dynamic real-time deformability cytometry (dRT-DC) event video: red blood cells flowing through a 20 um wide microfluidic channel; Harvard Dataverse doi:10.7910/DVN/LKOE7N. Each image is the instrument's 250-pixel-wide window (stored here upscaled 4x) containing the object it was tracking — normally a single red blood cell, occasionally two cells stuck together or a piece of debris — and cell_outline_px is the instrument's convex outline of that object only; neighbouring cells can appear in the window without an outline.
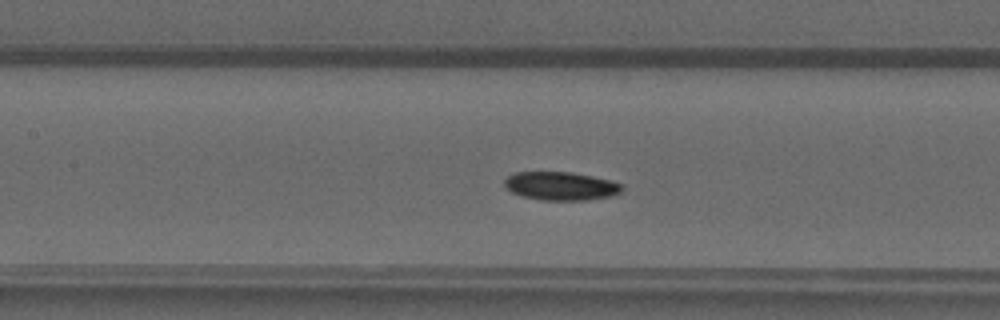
{"species": "common noctule bat (a hibernating species)", "species_latin": "Nyctalus noctula", "temperature_condition": "warm", "stored_images_in_passage": 44, "camera_frame_rate_fps": 3000, "um_per_image_px": 0.085, "animal": {"sex": "male", "forearm_length_mm": 52.5}, "frame": {"image": 1, "passage_image": 18, "time_ms": 5.667, "image_size_px": [1000, 320], "cell_outline_px": [[624, 188], [620, 192], [612, 196], [588, 200], [544, 200], [520, 196], [512, 192], [504, 184], [504, 180], [508, 176], [516, 172], [572, 172], [592, 176], [624, 184]], "centroid_in_image_um": [47.69, 15.81], "position_along_channel_um": 159.7, "area_um2": 19.48}}
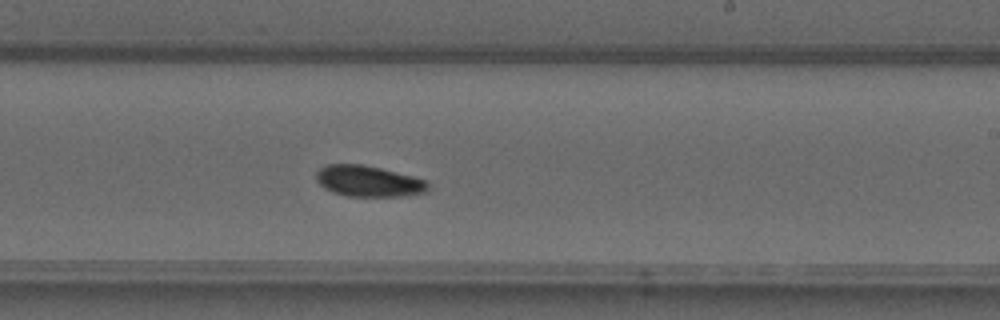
{"frame": {"image": 2, "passage_image": 25, "time_ms": 8.0, "image_size_px": [1000, 320], "cell_outline_px": [[428, 192], [400, 196], [348, 196], [332, 192], [324, 188], [316, 180], [316, 172], [320, 168], [328, 164], [360, 164], [380, 168], [428, 180]], "centroid_in_image_um": [31.32, 15.4], "position_along_channel_um": 257.7, "area_um2": 20.17}}
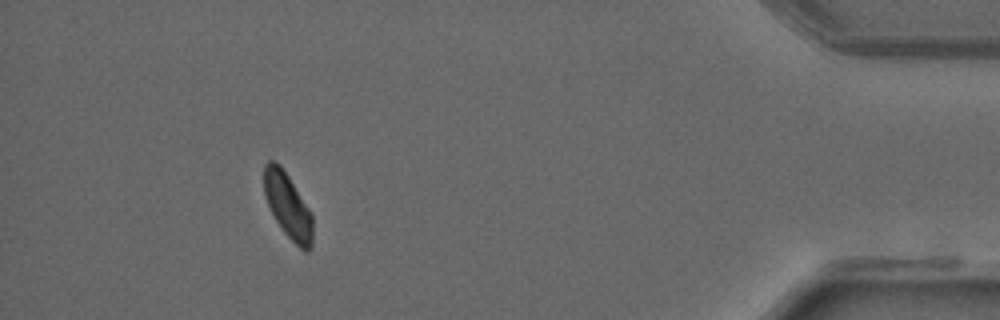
{"frame": {"image": 3, "passage_image": 40, "time_ms": 13.0, "image_size_px": [1000, 320], "cell_outline_px": [[312, 248], [308, 252], [304, 252], [284, 232], [276, 220], [264, 196], [264, 164], [268, 160], [272, 160], [280, 164], [312, 212]], "centroid_in_image_um": [24.48, 17.48], "position_along_channel_um": 410.7, "area_um2": 18.44}}